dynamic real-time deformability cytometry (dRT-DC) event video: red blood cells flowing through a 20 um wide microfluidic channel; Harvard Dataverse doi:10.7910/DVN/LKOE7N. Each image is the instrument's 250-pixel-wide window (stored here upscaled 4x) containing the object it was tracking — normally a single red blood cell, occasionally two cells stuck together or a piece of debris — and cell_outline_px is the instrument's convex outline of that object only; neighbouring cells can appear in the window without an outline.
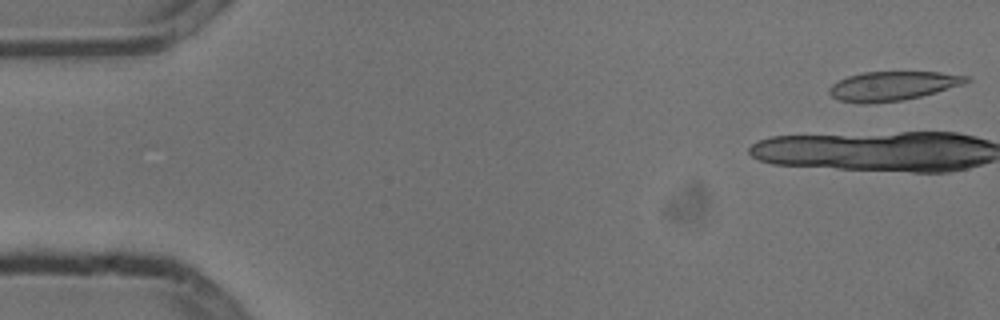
{"species": "common noctule bat (a hibernating species)", "species_latin": "Nyctalus noctula", "temperature_condition": "cold", "stored_images_in_passage": 5, "camera_frame_rate_fps": 3000, "um_per_image_px": 0.085, "animal": {"sex": "male", "body_mass_g": 13.3}, "frame": {"image": 1, "passage_image": 1, "time_ms": 0.0, "image_size_px": [1000, 320], "cell_outline_px": [[972, 80], [964, 84], [936, 92], [904, 100], [868, 104], [864, 104], [840, 100], [832, 96], [828, 92], [828, 88], [832, 84], [848, 76], [864, 72], [940, 72], [968, 76]], "centroid_in_image_um": [75.88, 7.31], "position_along_channel_um": 9.1, "area_um2": 23.29}}